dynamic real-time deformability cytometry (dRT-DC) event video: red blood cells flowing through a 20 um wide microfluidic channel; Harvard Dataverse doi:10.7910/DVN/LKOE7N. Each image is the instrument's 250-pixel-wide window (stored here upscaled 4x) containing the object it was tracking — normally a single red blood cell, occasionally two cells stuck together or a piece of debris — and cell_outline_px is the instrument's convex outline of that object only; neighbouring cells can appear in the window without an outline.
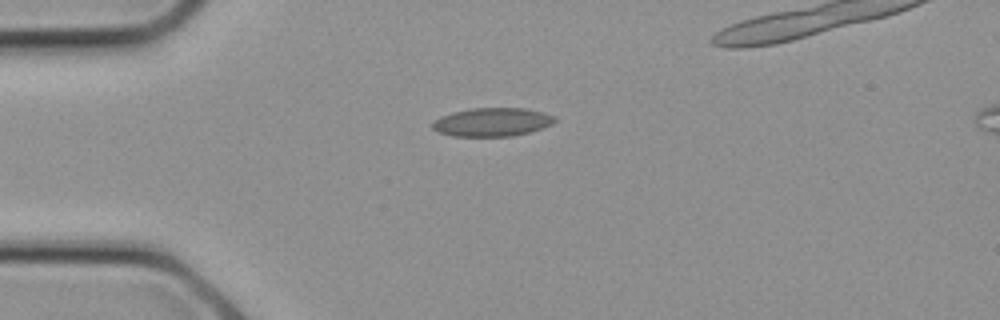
{"species": "common noctule bat (a hibernating species)", "species_latin": "Nyctalus noctula", "temperature_condition": "cold", "stored_images_in_passage": 4, "camera_frame_rate_fps": 3000, "um_per_image_px": 0.085, "animal": {"sex": "female", "body_mass_g": 21.9}, "frame": {"image": 1, "passage_image": 1, "time_ms": 0.0, "image_size_px": [1000, 320], "cell_outline_px": [[556, 120], [552, 124], [528, 132], [512, 136], [452, 136], [436, 132], [432, 128], [432, 124], [440, 116], [452, 112], [468, 108], [528, 108], [544, 112], [556, 116]], "centroid_in_image_um": [41.82, 10.36], "position_along_channel_um": 43.2, "area_um2": 20.46}}
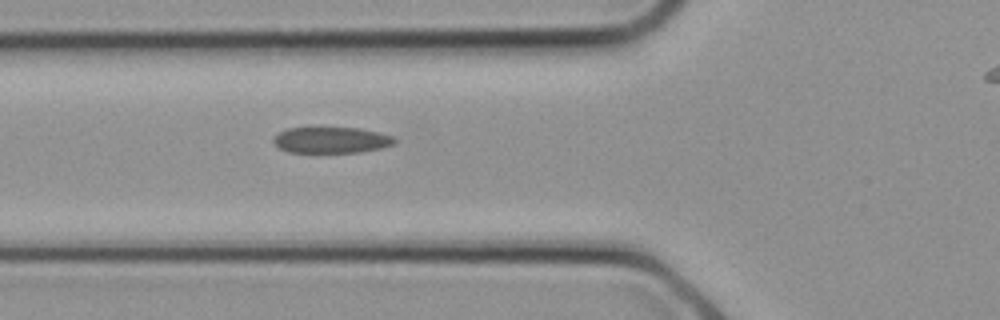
{"frame": {"image": 2, "passage_image": 4, "time_ms": 1.0, "image_size_px": [1000, 320], "cell_outline_px": [[396, 140], [392, 144], [380, 148], [360, 152], [288, 152], [280, 148], [272, 140], [280, 132], [288, 128], [360, 128], [392, 136]], "centroid_in_image_um": [28.15, 11.9], "position_along_channel_um": 97.7, "area_um2": 18.03}}